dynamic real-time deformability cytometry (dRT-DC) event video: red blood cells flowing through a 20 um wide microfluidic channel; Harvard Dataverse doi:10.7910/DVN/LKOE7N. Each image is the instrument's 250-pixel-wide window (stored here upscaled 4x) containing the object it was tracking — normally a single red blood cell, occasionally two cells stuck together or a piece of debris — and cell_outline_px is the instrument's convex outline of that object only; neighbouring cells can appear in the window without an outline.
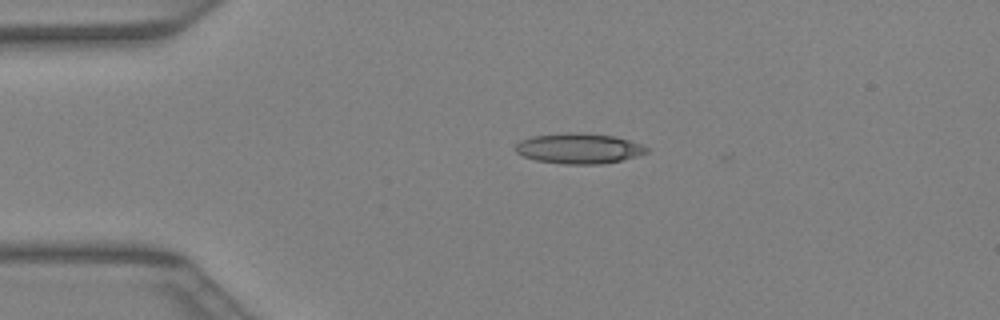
{"species": "Egyptian fruit bat (a non-hibernating species)", "species_latin": "Rousettus aegyptiacus", "temperature_condition": "warm", "stored_images_in_passage": 2, "camera_frame_rate_fps": 3000, "um_per_image_px": 0.085, "animal": {"sex": "female"}, "frame": {"image": 1, "passage_image": 1, "time_ms": 0.0, "image_size_px": [1000, 320], "cell_outline_px": [[648, 152], [636, 156], [604, 164], [560, 164], [536, 160], [524, 156], [516, 152], [512, 148], [520, 140], [532, 136], [568, 132], [580, 132], [616, 136], [640, 144], [648, 148]], "centroid_in_image_um": [49.16, 12.61], "position_along_channel_um": 35.8, "area_um2": 23.35}}